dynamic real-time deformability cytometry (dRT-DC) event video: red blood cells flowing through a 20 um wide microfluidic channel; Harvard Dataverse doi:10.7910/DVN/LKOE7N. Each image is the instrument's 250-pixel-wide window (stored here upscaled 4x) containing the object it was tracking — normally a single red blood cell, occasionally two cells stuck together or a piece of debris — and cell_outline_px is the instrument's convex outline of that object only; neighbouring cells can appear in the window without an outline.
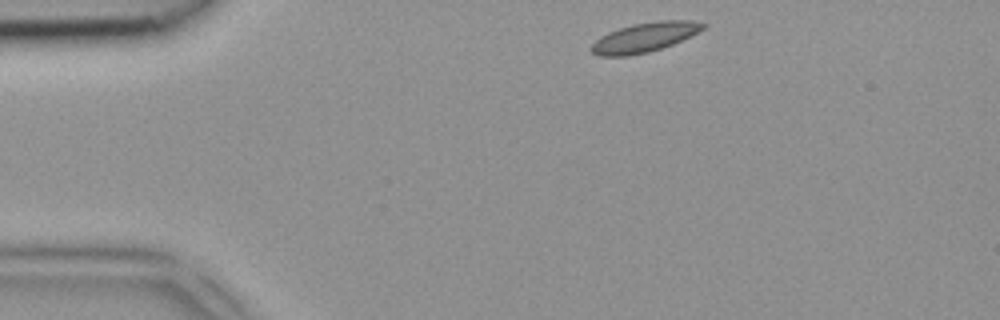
{"species": "common noctule bat (a hibernating species)", "species_latin": "Nyctalus noctula", "temperature_condition": "room temperature", "stored_images_in_passage": 40, "camera_frame_rate_fps": 3000, "um_per_image_px": 0.085, "animal": {"sex": "female", "body_mass_g": 18.4}, "frame": {"image": 1, "passage_image": 1, "time_ms": 0.0, "image_size_px": [1000, 320], "cell_outline_px": [[708, 24], [704, 28], [672, 44], [648, 52], [628, 56], [596, 56], [588, 48], [600, 36], [608, 32], [632, 24], [656, 20], [688, 20]], "centroid_in_image_um": [54.72, 3.17], "position_along_channel_um": 30.3, "area_um2": 19.07}}
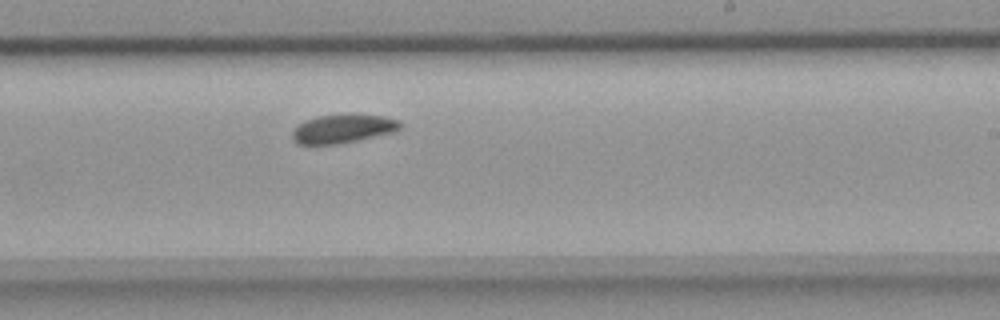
{"frame": {"image": 2, "passage_image": 21, "time_ms": 6.667, "image_size_px": [1000, 320], "cell_outline_px": [[404, 128], [396, 132], [336, 144], [300, 144], [292, 136], [292, 128], [304, 120], [316, 116], [384, 116], [396, 120], [404, 124]], "centroid_in_image_um": [29.16, 10.96], "position_along_channel_um": 259.8, "area_um2": 17.63}}
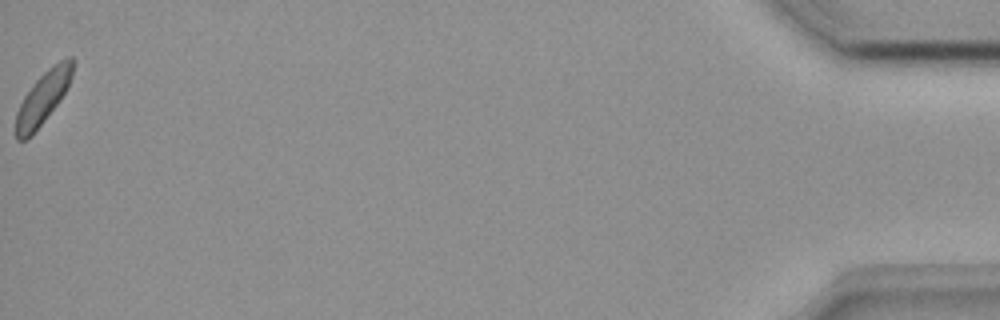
{"frame": {"image": 3, "passage_image": 40, "time_ms": 13.0, "image_size_px": [1000, 320], "cell_outline_px": [[72, 76], [68, 88], [60, 100], [40, 124], [24, 140], [16, 140], [16, 112], [24, 96], [36, 80], [48, 68], [60, 60], [68, 56], [72, 56]], "centroid_in_image_um": [3.66, 8.26], "position_along_channel_um": 431.5, "area_um2": 16.76}}